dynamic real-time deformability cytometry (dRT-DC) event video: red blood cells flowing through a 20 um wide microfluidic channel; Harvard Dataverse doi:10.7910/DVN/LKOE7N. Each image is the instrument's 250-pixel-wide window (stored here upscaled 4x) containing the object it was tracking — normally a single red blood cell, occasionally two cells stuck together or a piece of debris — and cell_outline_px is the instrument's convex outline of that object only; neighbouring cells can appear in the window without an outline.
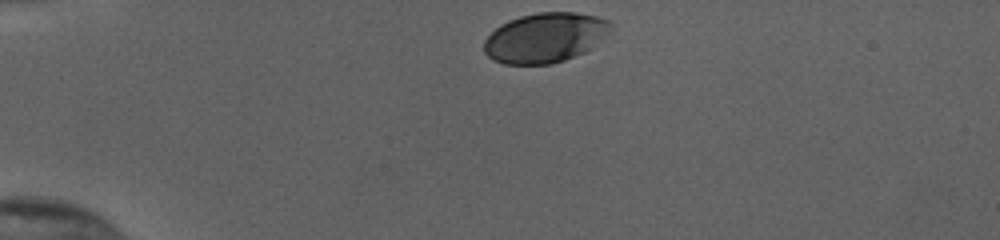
{"species": "human", "species_latin": "Homo sapiens", "temperature_condition": "cold", "stored_images_in_passage": 33, "camera_frame_rate_fps": 3000, "um_per_image_px": 0.085, "donor": {"sex": "female"}, "frame": {"image": 1, "passage_image": 1, "time_ms": 0.0, "image_size_px": [1000, 240], "cell_outline_px": [[612, 24], [608, 32], [584, 52], [564, 60], [548, 64], [504, 64], [492, 60], [484, 52], [484, 40], [500, 24], [508, 20], [520, 16], [536, 12], [572, 12], [596, 16], [608, 20]], "centroid_in_image_um": [46.27, 3.19], "position_along_channel_um": 38.7, "area_um2": 36.41}}
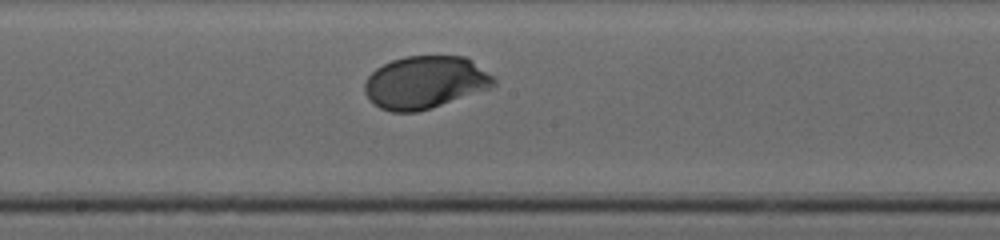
{"frame": {"image": 2, "passage_image": 19, "time_ms": 6.0, "image_size_px": [1000, 240], "cell_outline_px": [[496, 84], [492, 88], [432, 108], [416, 112], [392, 112], [380, 108], [364, 92], [364, 84], [368, 76], [376, 68], [392, 60], [404, 56], [464, 56], [472, 60], [492, 76], [496, 80]], "centroid_in_image_um": [36.15, 7.0], "position_along_channel_um": 212.0, "area_um2": 39.59}}
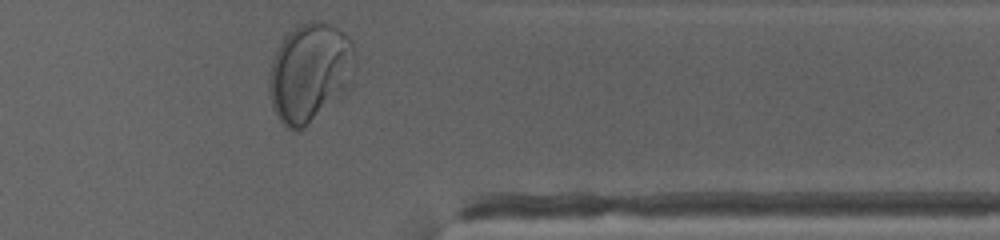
{"frame": {"image": 3, "passage_image": 33, "time_ms": 10.667, "image_size_px": [1000, 240], "cell_outline_px": [[356, 68], [352, 88], [304, 128], [296, 132], [292, 132], [284, 128], [276, 116], [272, 108], [268, 92], [268, 76], [272, 60], [276, 48], [284, 36], [296, 24], [308, 20], [316, 20], [328, 24], [344, 32], [352, 40], [356, 56]], "centroid_in_image_um": [26.35, 6.19], "position_along_channel_um": 385.1, "area_um2": 51.5}, "authors_computed_cell_mechanics": {"area_um2": 39.4774, "velocity_mm_per_s": 3.8102, "shape_relaxation_time_tau1_ms": 2.9041, "shape_relaxation_time_tau2_ms": null, "deformation_change_tau1": 0.1385, "deformation_change_tau2": null}}